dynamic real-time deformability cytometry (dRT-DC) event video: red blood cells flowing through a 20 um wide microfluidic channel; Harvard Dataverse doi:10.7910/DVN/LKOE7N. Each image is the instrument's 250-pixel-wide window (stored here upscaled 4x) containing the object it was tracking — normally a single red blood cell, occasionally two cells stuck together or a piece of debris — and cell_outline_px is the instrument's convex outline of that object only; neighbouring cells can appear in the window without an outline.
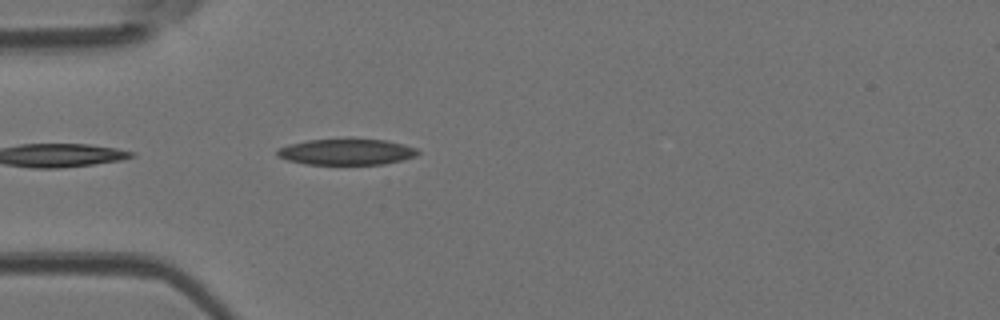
{"species": "Egyptian fruit bat (a non-hibernating species)", "species_latin": "Rousettus aegyptiacus", "temperature_condition": "room temperature", "stored_images_in_passage": 1, "camera_frame_rate_fps": 3000, "um_per_image_px": 0.085, "animal": {"sex": "female"}, "frame": {"image": 1, "passage_image": 1, "time_ms": 0.0, "image_size_px": [1000, 320], "cell_outline_px": [[420, 152], [416, 156], [384, 164], [304, 164], [288, 160], [276, 156], [276, 152], [280, 148], [288, 144], [308, 140], [384, 140], [404, 144], [416, 148]], "centroid_in_image_um": [29.44, 12.92], "position_along_channel_um": 55.6, "area_um2": 20.98}}